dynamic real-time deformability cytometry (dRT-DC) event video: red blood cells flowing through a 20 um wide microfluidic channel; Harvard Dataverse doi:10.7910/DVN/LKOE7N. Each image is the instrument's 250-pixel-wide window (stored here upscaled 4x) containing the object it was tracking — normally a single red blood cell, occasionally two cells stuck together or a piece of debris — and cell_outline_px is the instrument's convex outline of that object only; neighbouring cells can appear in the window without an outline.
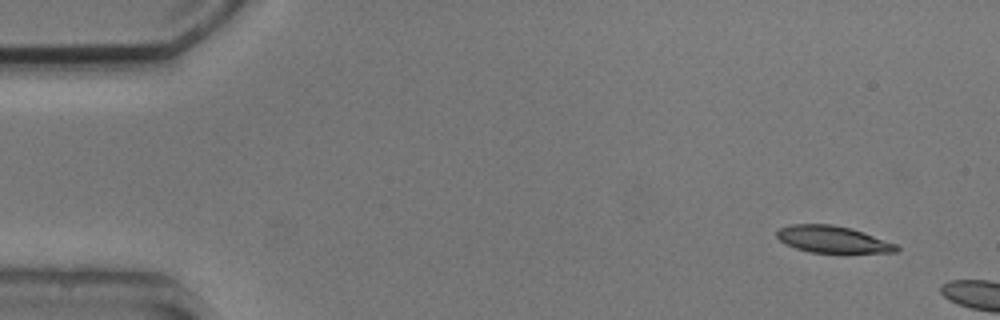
{"species": "common noctule bat (a hibernating species)", "species_latin": "Nyctalus noctula", "temperature_condition": "cold", "stored_images_in_passage": 2, "camera_frame_rate_fps": 3000, "um_per_image_px": 0.085, "animal": {"sex": "male", "body_mass_g": 20.5, "forearm_length_mm": 52.5}, "frame": {"image": 1, "passage_image": 1, "time_ms": 0.0, "image_size_px": [1000, 320], "cell_outline_px": [[900, 248], [896, 252], [812, 252], [796, 248], [780, 240], [776, 236], [776, 232], [780, 228], [792, 224], [832, 224], [852, 228], [864, 232], [896, 244]], "centroid_in_image_um": [70.78, 20.33], "position_along_channel_um": 14.2, "area_um2": 18.44}}